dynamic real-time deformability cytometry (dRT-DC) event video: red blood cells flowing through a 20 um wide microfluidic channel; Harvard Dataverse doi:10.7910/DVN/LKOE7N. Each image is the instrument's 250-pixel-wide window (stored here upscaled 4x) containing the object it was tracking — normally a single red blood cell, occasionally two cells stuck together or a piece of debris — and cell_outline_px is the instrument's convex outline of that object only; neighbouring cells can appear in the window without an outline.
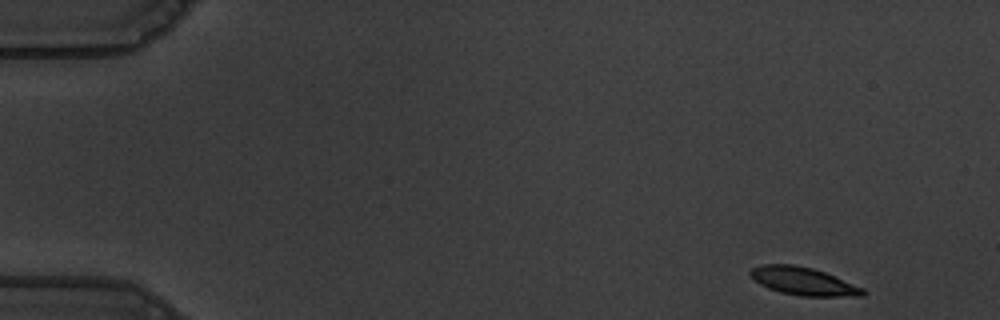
{"species": "common noctule bat (a hibernating species)", "species_latin": "Nyctalus noctula", "temperature_condition": "warm", "stored_images_in_passage": 53, "camera_frame_rate_fps": 3000, "um_per_image_px": 0.085, "animal": {"sex": "male", "body_mass_g": 19.5, "forearm_length_mm": 54.6}, "frame": {"image": 1, "passage_image": 1, "time_ms": 0.0, "image_size_px": [1000, 320], "cell_outline_px": [[868, 292], [864, 296], [800, 296], [780, 292], [768, 288], [760, 284], [748, 272], [752, 268], [760, 264], [792, 264], [812, 268], [824, 272], [864, 288]], "centroid_in_image_um": [68.3, 23.9], "position_along_channel_um": 16.7, "area_um2": 18.26}}
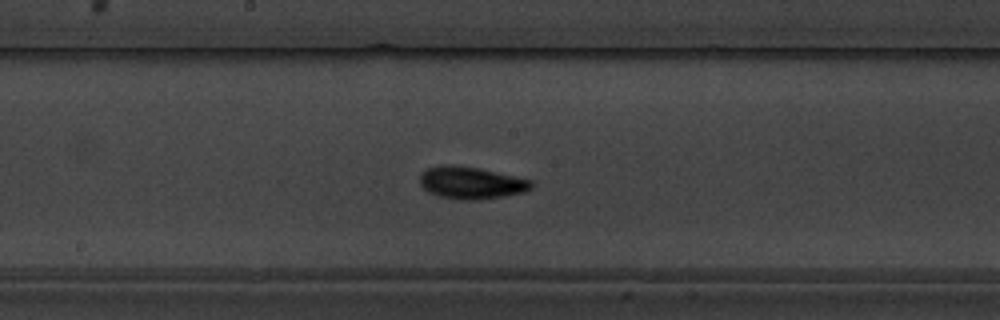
{"frame": {"image": 2, "passage_image": 27, "time_ms": 8.667, "image_size_px": [1000, 320], "cell_outline_px": [[532, 188], [524, 192], [504, 196], [480, 200], [460, 200], [440, 196], [428, 192], [420, 184], [420, 176], [428, 168], [448, 164], [452, 164], [480, 168], [532, 180]], "centroid_in_image_um": [40.06, 15.54], "position_along_channel_um": 208.1, "area_um2": 20.92}}
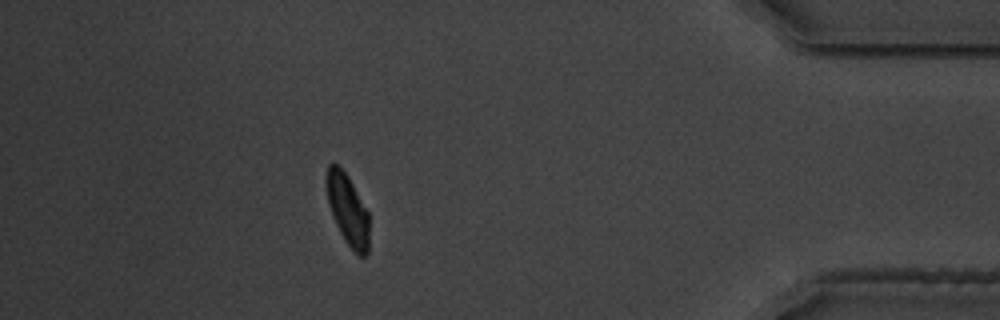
{"frame": {"image": 3, "passage_image": 47, "time_ms": 15.333, "image_size_px": [1000, 320], "cell_outline_px": [[368, 252], [364, 256], [360, 256], [344, 240], [332, 216], [328, 204], [324, 180], [324, 176], [328, 164], [340, 164], [348, 176], [368, 212]], "centroid_in_image_um": [29.5, 17.74], "position_along_channel_um": 405.7, "area_um2": 17.8}, "authors_computed_cell_mechanics": {"area_um2": 18.7272, "velocity_mm_per_s": 3.5894, "shape_relaxation_time_tau1_ms": 3.5463, "shape_relaxation_time_tau2_ms": 3.4524, "deformation_change_tau1": 0.151, "deformation_change_tau2": 0.085}}